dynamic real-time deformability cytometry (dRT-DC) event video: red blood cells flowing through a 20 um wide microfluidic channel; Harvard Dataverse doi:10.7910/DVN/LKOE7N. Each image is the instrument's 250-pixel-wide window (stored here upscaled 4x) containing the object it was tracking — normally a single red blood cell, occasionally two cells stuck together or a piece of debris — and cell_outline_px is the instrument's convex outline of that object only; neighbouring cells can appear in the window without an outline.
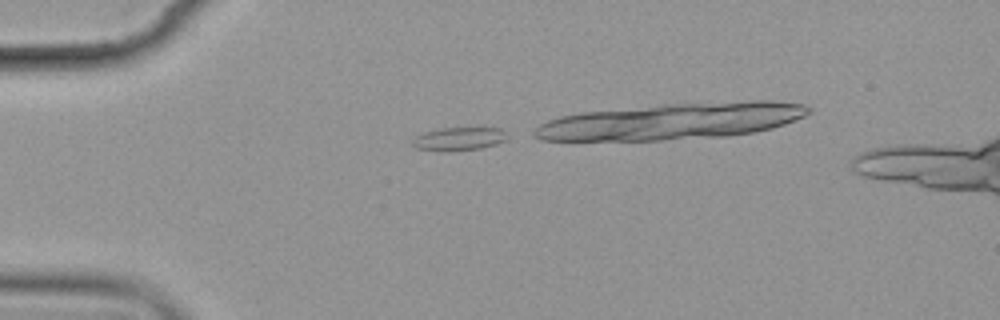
{"species": "common noctule bat (a hibernating species)", "species_latin": "Nyctalus noctula", "temperature_condition": "cold", "stored_images_in_passage": 9, "camera_frame_rate_fps": 3000, "um_per_image_px": 0.085, "animal": {"sex": "female", "body_mass_g": 19.9}, "frame": {"image": 1, "passage_image": 3, "time_ms": 2.333, "image_size_px": [1000, 320], "cell_outline_px": [[508, 140], [496, 144], [480, 148], [452, 152], [444, 152], [416, 148], [412, 144], [412, 140], [416, 136], [424, 132], [440, 128], [500, 128], [508, 136]], "centroid_in_image_um": [39.0, 11.82], "position_along_channel_um": 46.0, "area_um2": 13.01}}
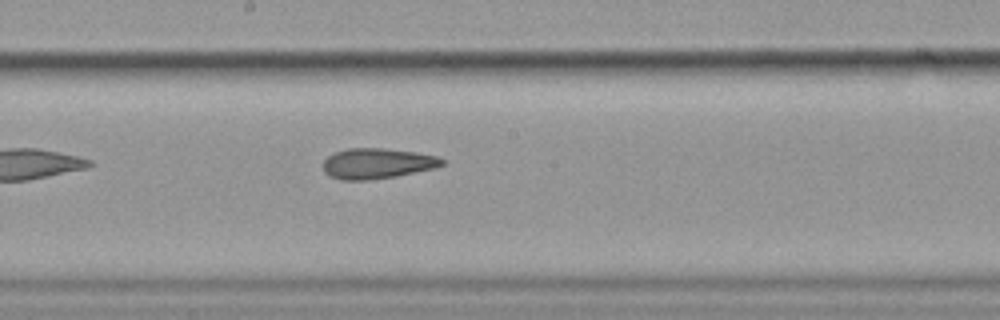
{"frame": {"image": 2, "passage_image": 9, "time_ms": 10.333, "image_size_px": [1000, 320], "cell_outline_px": [[448, 160], [444, 164], [436, 168], [396, 176], [368, 180], [340, 180], [328, 176], [324, 172], [324, 160], [328, 156], [336, 152], [348, 148], [384, 148], [416, 152], [436, 156]], "centroid_in_image_um": [32.08, 13.9], "position_along_channel_um": 216.1, "area_um2": 21.27}}